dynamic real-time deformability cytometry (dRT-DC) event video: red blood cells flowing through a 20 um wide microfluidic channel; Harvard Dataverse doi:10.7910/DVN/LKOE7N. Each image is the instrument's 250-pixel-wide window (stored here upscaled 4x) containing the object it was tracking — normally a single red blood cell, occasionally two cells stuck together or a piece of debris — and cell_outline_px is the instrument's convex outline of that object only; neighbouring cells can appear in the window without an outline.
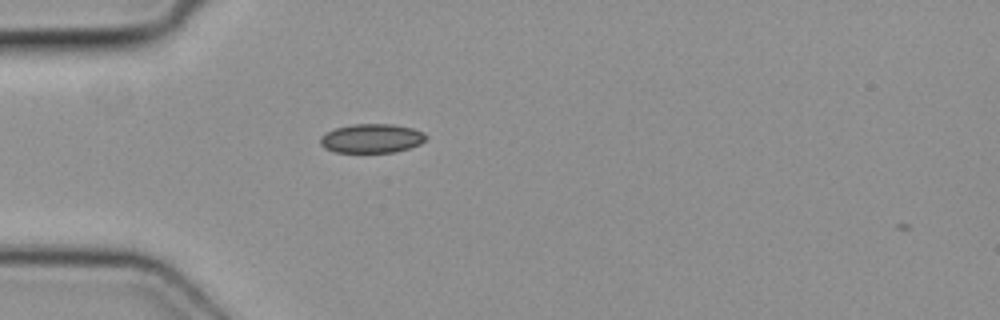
{"species": "common noctule bat (a hibernating species)", "species_latin": "Nyctalus noctula", "temperature_condition": "cold", "stored_images_in_passage": 1, "camera_frame_rate_fps": 3000, "um_per_image_px": 0.085, "animal": {"sex": "female", "body_mass_g": 19.3, "forearm_length_mm": 54.1}, "frame": {"image": 1, "passage_image": 1, "time_ms": 0.0, "image_size_px": [1000, 320], "cell_outline_px": [[428, 136], [420, 144], [396, 152], [336, 152], [324, 148], [320, 144], [320, 136], [336, 128], [352, 124], [392, 124], [412, 128], [424, 132]], "centroid_in_image_um": [31.6, 11.76], "position_along_channel_um": 53.4, "area_um2": 17.86}}